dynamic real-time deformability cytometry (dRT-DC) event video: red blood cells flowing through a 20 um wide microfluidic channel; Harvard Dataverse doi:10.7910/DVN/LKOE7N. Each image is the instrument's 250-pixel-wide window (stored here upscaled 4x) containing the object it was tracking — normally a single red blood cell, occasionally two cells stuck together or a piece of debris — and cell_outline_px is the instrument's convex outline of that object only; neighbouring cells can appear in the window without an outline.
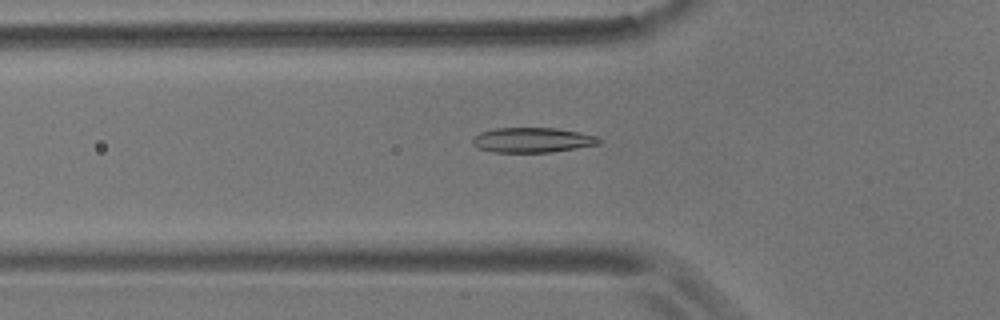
{"species": "common noctule bat (a hibernating species)", "species_latin": "Nyctalus noctula", "temperature_condition": "room temperature", "stored_images_in_passage": 49, "camera_frame_rate_fps": 3000, "um_per_image_px": 0.085, "animal": {"sex": "male", "body_mass_g": 17.9}, "frame": {"image": 1, "passage_image": 12, "time_ms": 3.667, "image_size_px": [1000, 320], "cell_outline_px": [[600, 144], [552, 152], [492, 152], [480, 148], [472, 144], [472, 136], [480, 132], [496, 128], [556, 128], [580, 132], [596, 136], [600, 140]], "centroid_in_image_um": [45.23, 11.9], "position_along_channel_um": 80.6, "area_um2": 18.38}}
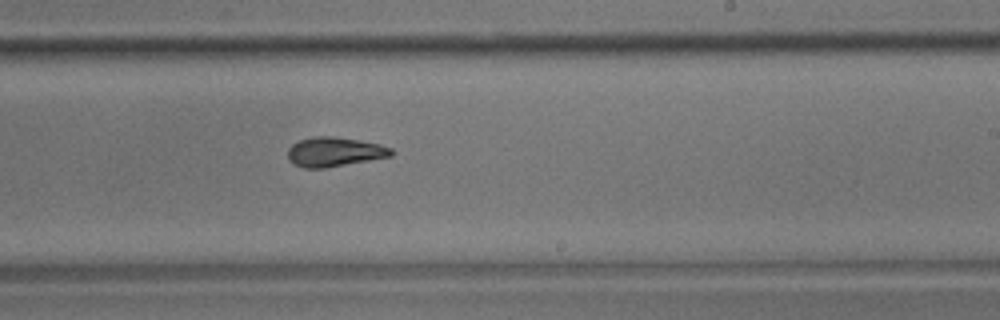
{"frame": {"image": 2, "passage_image": 27, "time_ms": 8.667, "image_size_px": [1000, 320], "cell_outline_px": [[396, 152], [392, 156], [324, 168], [304, 168], [292, 164], [288, 160], [288, 148], [292, 144], [300, 140], [312, 136], [332, 136], [360, 140], [380, 144], [392, 148]], "centroid_in_image_um": [28.43, 12.9], "position_along_channel_um": 260.6, "area_um2": 17.92}}
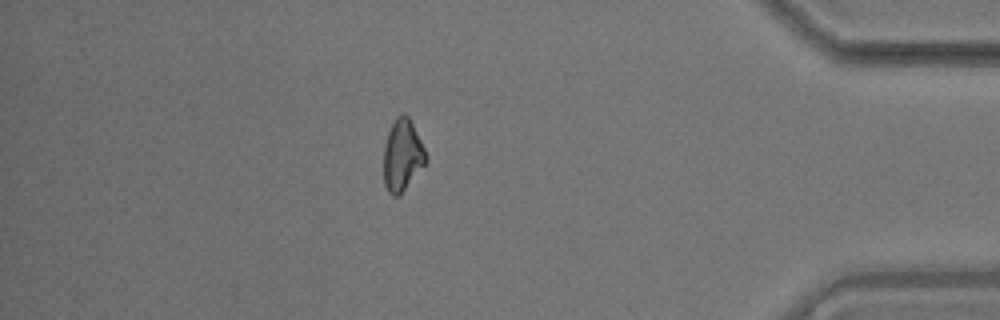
{"frame": {"image": 3, "passage_image": 42, "time_ms": 13.667, "image_size_px": [1000, 320], "cell_outline_px": [[428, 160], [404, 188], [396, 196], [392, 196], [388, 192], [384, 184], [384, 148], [388, 132], [396, 116], [408, 116], [428, 156]], "centroid_in_image_um": [34.19, 13.2], "position_along_channel_um": 401.0, "area_um2": 17.05}, "authors_computed_cell_mechanics": {"area_um2": 17.6868, "velocity_mm_per_s": 3.5883, "shape_relaxation_time_tau1_ms": 5.903, "shape_relaxation_time_tau2_ms": 3.3079, "deformation_change_tau1": 0.1599, "deformation_change_tau2": 0.0869}}